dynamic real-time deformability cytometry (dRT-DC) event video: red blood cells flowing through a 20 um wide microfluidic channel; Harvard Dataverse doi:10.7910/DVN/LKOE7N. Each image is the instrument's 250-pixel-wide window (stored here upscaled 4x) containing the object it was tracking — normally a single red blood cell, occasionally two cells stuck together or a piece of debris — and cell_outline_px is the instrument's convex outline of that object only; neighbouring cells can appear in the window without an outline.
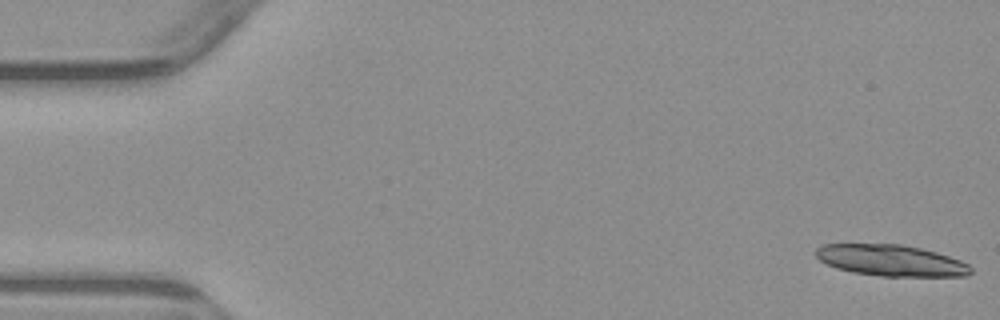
{"species": "common noctule bat (a hibernating species)", "species_latin": "Nyctalus noctula", "temperature_condition": "warm", "stored_images_in_passage": 5, "camera_frame_rate_fps": 3000, "um_per_image_px": 0.085, "animal": {"sex": "male", "body_mass_g": 23.1, "forearm_length_mm": 52.7}, "frame": {"image": 1, "passage_image": 1, "time_ms": 0.0, "image_size_px": [1000, 320], "cell_outline_px": [[972, 272], [968, 276], [880, 276], [852, 272], [836, 268], [820, 260], [816, 256], [816, 248], [824, 244], [900, 244], [920, 248], [936, 252], [960, 260], [968, 264], [972, 268]], "centroid_in_image_um": [75.75, 22.14], "position_along_channel_um": 9.3, "area_um2": 28.15}}